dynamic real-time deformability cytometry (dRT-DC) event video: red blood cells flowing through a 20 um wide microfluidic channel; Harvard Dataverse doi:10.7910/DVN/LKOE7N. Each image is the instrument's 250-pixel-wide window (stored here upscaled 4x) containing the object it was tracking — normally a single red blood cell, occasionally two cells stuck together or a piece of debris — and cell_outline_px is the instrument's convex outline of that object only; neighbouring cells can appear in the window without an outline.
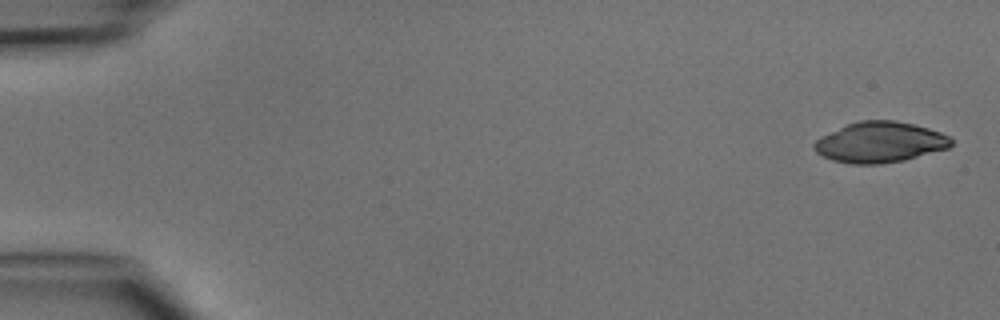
{"species": "common noctule bat (a hibernating species)", "species_latin": "Nyctalus noctula", "temperature_condition": "cold", "stored_images_in_passage": 3, "camera_frame_rate_fps": 3000, "um_per_image_px": 0.085, "animal": {"sex": "male", "body_mass_g": 15.6}, "frame": {"image": 1, "passage_image": 1, "time_ms": 0.0, "image_size_px": [1000, 320], "cell_outline_px": [[952, 144], [948, 148], [904, 160], [880, 164], [852, 164], [832, 160], [816, 152], [812, 144], [816, 140], [848, 124], [860, 120], [896, 120], [928, 128], [952, 136]], "centroid_in_image_um": [74.83, 12.09], "position_along_channel_um": 10.2, "area_um2": 32.19}}